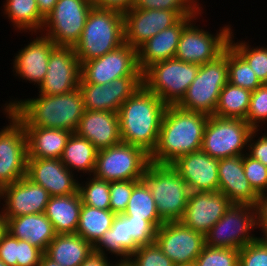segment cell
Returning <instances> with one entry per match:
<instances>
[{"label":"cell","mask_w":267,"mask_h":266,"mask_svg":"<svg viewBox=\"0 0 267 266\" xmlns=\"http://www.w3.org/2000/svg\"><path fill=\"white\" fill-rule=\"evenodd\" d=\"M199 0H135L133 8L158 9L183 12L186 16H196L205 7Z\"/></svg>","instance_id":"cell-40"},{"label":"cell","mask_w":267,"mask_h":266,"mask_svg":"<svg viewBox=\"0 0 267 266\" xmlns=\"http://www.w3.org/2000/svg\"><path fill=\"white\" fill-rule=\"evenodd\" d=\"M234 29L229 37V45L249 64L262 84H267V45L252 46L246 40L235 41ZM251 45H250V44Z\"/></svg>","instance_id":"cell-37"},{"label":"cell","mask_w":267,"mask_h":266,"mask_svg":"<svg viewBox=\"0 0 267 266\" xmlns=\"http://www.w3.org/2000/svg\"><path fill=\"white\" fill-rule=\"evenodd\" d=\"M81 64L73 47L56 46L50 54L45 79L38 94L58 95L79 87Z\"/></svg>","instance_id":"cell-16"},{"label":"cell","mask_w":267,"mask_h":266,"mask_svg":"<svg viewBox=\"0 0 267 266\" xmlns=\"http://www.w3.org/2000/svg\"><path fill=\"white\" fill-rule=\"evenodd\" d=\"M195 16H184L173 26L160 31L138 49V67L144 73L150 66L174 58L183 28Z\"/></svg>","instance_id":"cell-26"},{"label":"cell","mask_w":267,"mask_h":266,"mask_svg":"<svg viewBox=\"0 0 267 266\" xmlns=\"http://www.w3.org/2000/svg\"><path fill=\"white\" fill-rule=\"evenodd\" d=\"M94 246L78 234H57L45 254L61 266H80L92 253Z\"/></svg>","instance_id":"cell-31"},{"label":"cell","mask_w":267,"mask_h":266,"mask_svg":"<svg viewBox=\"0 0 267 266\" xmlns=\"http://www.w3.org/2000/svg\"><path fill=\"white\" fill-rule=\"evenodd\" d=\"M199 65L171 58L150 66L143 73V85L167 106L177 105L195 79Z\"/></svg>","instance_id":"cell-8"},{"label":"cell","mask_w":267,"mask_h":266,"mask_svg":"<svg viewBox=\"0 0 267 266\" xmlns=\"http://www.w3.org/2000/svg\"><path fill=\"white\" fill-rule=\"evenodd\" d=\"M103 254L93 252L80 266H115L117 261ZM114 260V261H112Z\"/></svg>","instance_id":"cell-53"},{"label":"cell","mask_w":267,"mask_h":266,"mask_svg":"<svg viewBox=\"0 0 267 266\" xmlns=\"http://www.w3.org/2000/svg\"><path fill=\"white\" fill-rule=\"evenodd\" d=\"M43 254L29 241L17 239V266H39Z\"/></svg>","instance_id":"cell-49"},{"label":"cell","mask_w":267,"mask_h":266,"mask_svg":"<svg viewBox=\"0 0 267 266\" xmlns=\"http://www.w3.org/2000/svg\"><path fill=\"white\" fill-rule=\"evenodd\" d=\"M203 13H205L204 10L183 28L174 58L203 65L215 60L229 45L232 24H223L215 34L211 33L212 31L209 32L196 23Z\"/></svg>","instance_id":"cell-7"},{"label":"cell","mask_w":267,"mask_h":266,"mask_svg":"<svg viewBox=\"0 0 267 266\" xmlns=\"http://www.w3.org/2000/svg\"><path fill=\"white\" fill-rule=\"evenodd\" d=\"M239 250L205 245L193 266H238Z\"/></svg>","instance_id":"cell-41"},{"label":"cell","mask_w":267,"mask_h":266,"mask_svg":"<svg viewBox=\"0 0 267 266\" xmlns=\"http://www.w3.org/2000/svg\"><path fill=\"white\" fill-rule=\"evenodd\" d=\"M170 165L186 181L190 192L218 191L219 159L202 149L182 155Z\"/></svg>","instance_id":"cell-23"},{"label":"cell","mask_w":267,"mask_h":266,"mask_svg":"<svg viewBox=\"0 0 267 266\" xmlns=\"http://www.w3.org/2000/svg\"><path fill=\"white\" fill-rule=\"evenodd\" d=\"M17 238L7 232L0 242V259L7 266H17Z\"/></svg>","instance_id":"cell-50"},{"label":"cell","mask_w":267,"mask_h":266,"mask_svg":"<svg viewBox=\"0 0 267 266\" xmlns=\"http://www.w3.org/2000/svg\"><path fill=\"white\" fill-rule=\"evenodd\" d=\"M128 229L139 246L155 242L157 229L147 220L128 216Z\"/></svg>","instance_id":"cell-47"},{"label":"cell","mask_w":267,"mask_h":266,"mask_svg":"<svg viewBox=\"0 0 267 266\" xmlns=\"http://www.w3.org/2000/svg\"><path fill=\"white\" fill-rule=\"evenodd\" d=\"M256 229L255 206L231 204L222 218L205 235L206 245L240 250L258 238L254 234Z\"/></svg>","instance_id":"cell-11"},{"label":"cell","mask_w":267,"mask_h":266,"mask_svg":"<svg viewBox=\"0 0 267 266\" xmlns=\"http://www.w3.org/2000/svg\"><path fill=\"white\" fill-rule=\"evenodd\" d=\"M263 130L264 133L260 129L252 130L248 139L247 154L267 167V131Z\"/></svg>","instance_id":"cell-48"},{"label":"cell","mask_w":267,"mask_h":266,"mask_svg":"<svg viewBox=\"0 0 267 266\" xmlns=\"http://www.w3.org/2000/svg\"><path fill=\"white\" fill-rule=\"evenodd\" d=\"M28 158L61 159L72 132L57 128L25 127Z\"/></svg>","instance_id":"cell-29"},{"label":"cell","mask_w":267,"mask_h":266,"mask_svg":"<svg viewBox=\"0 0 267 266\" xmlns=\"http://www.w3.org/2000/svg\"><path fill=\"white\" fill-rule=\"evenodd\" d=\"M143 85V76H125L108 84L79 83L85 110L117 113L121 105Z\"/></svg>","instance_id":"cell-17"},{"label":"cell","mask_w":267,"mask_h":266,"mask_svg":"<svg viewBox=\"0 0 267 266\" xmlns=\"http://www.w3.org/2000/svg\"><path fill=\"white\" fill-rule=\"evenodd\" d=\"M92 7V0H58L45 18L40 33L56 46L74 47Z\"/></svg>","instance_id":"cell-13"},{"label":"cell","mask_w":267,"mask_h":266,"mask_svg":"<svg viewBox=\"0 0 267 266\" xmlns=\"http://www.w3.org/2000/svg\"><path fill=\"white\" fill-rule=\"evenodd\" d=\"M228 82L250 91L262 85L249 64L228 45Z\"/></svg>","instance_id":"cell-39"},{"label":"cell","mask_w":267,"mask_h":266,"mask_svg":"<svg viewBox=\"0 0 267 266\" xmlns=\"http://www.w3.org/2000/svg\"><path fill=\"white\" fill-rule=\"evenodd\" d=\"M243 168L252 189L258 195L267 192V167L245 153L243 155Z\"/></svg>","instance_id":"cell-45"},{"label":"cell","mask_w":267,"mask_h":266,"mask_svg":"<svg viewBox=\"0 0 267 266\" xmlns=\"http://www.w3.org/2000/svg\"><path fill=\"white\" fill-rule=\"evenodd\" d=\"M245 120L253 129L263 130V125H267V84H262L252 91Z\"/></svg>","instance_id":"cell-42"},{"label":"cell","mask_w":267,"mask_h":266,"mask_svg":"<svg viewBox=\"0 0 267 266\" xmlns=\"http://www.w3.org/2000/svg\"><path fill=\"white\" fill-rule=\"evenodd\" d=\"M141 180L152 193L160 219L164 223L181 221L190 190L177 171L170 164L150 162Z\"/></svg>","instance_id":"cell-5"},{"label":"cell","mask_w":267,"mask_h":266,"mask_svg":"<svg viewBox=\"0 0 267 266\" xmlns=\"http://www.w3.org/2000/svg\"><path fill=\"white\" fill-rule=\"evenodd\" d=\"M74 133L98 150L112 147L121 142L118 113L85 110Z\"/></svg>","instance_id":"cell-25"},{"label":"cell","mask_w":267,"mask_h":266,"mask_svg":"<svg viewBox=\"0 0 267 266\" xmlns=\"http://www.w3.org/2000/svg\"><path fill=\"white\" fill-rule=\"evenodd\" d=\"M38 5V10L40 14L46 18L47 15L54 9L58 0H36Z\"/></svg>","instance_id":"cell-54"},{"label":"cell","mask_w":267,"mask_h":266,"mask_svg":"<svg viewBox=\"0 0 267 266\" xmlns=\"http://www.w3.org/2000/svg\"><path fill=\"white\" fill-rule=\"evenodd\" d=\"M50 195L26 176L1 189L0 209L6 218L44 213Z\"/></svg>","instance_id":"cell-19"},{"label":"cell","mask_w":267,"mask_h":266,"mask_svg":"<svg viewBox=\"0 0 267 266\" xmlns=\"http://www.w3.org/2000/svg\"><path fill=\"white\" fill-rule=\"evenodd\" d=\"M39 266H61L52 259H50L45 253L43 254Z\"/></svg>","instance_id":"cell-56"},{"label":"cell","mask_w":267,"mask_h":266,"mask_svg":"<svg viewBox=\"0 0 267 266\" xmlns=\"http://www.w3.org/2000/svg\"><path fill=\"white\" fill-rule=\"evenodd\" d=\"M125 76H143L137 49L124 43L117 49L81 64L79 83L108 84Z\"/></svg>","instance_id":"cell-14"},{"label":"cell","mask_w":267,"mask_h":266,"mask_svg":"<svg viewBox=\"0 0 267 266\" xmlns=\"http://www.w3.org/2000/svg\"><path fill=\"white\" fill-rule=\"evenodd\" d=\"M115 266H131L128 262H117Z\"/></svg>","instance_id":"cell-57"},{"label":"cell","mask_w":267,"mask_h":266,"mask_svg":"<svg viewBox=\"0 0 267 266\" xmlns=\"http://www.w3.org/2000/svg\"><path fill=\"white\" fill-rule=\"evenodd\" d=\"M208 118L209 115L201 112L168 105L150 162L171 164L182 155L200 150Z\"/></svg>","instance_id":"cell-2"},{"label":"cell","mask_w":267,"mask_h":266,"mask_svg":"<svg viewBox=\"0 0 267 266\" xmlns=\"http://www.w3.org/2000/svg\"><path fill=\"white\" fill-rule=\"evenodd\" d=\"M7 233V219L0 209V242L4 235Z\"/></svg>","instance_id":"cell-55"},{"label":"cell","mask_w":267,"mask_h":266,"mask_svg":"<svg viewBox=\"0 0 267 266\" xmlns=\"http://www.w3.org/2000/svg\"><path fill=\"white\" fill-rule=\"evenodd\" d=\"M124 43L123 14L114 10L92 7L81 37L73 48L82 64L102 57Z\"/></svg>","instance_id":"cell-4"},{"label":"cell","mask_w":267,"mask_h":266,"mask_svg":"<svg viewBox=\"0 0 267 266\" xmlns=\"http://www.w3.org/2000/svg\"><path fill=\"white\" fill-rule=\"evenodd\" d=\"M126 216L149 221L156 229L164 222L160 219L152 193L141 180L134 188L129 198Z\"/></svg>","instance_id":"cell-36"},{"label":"cell","mask_w":267,"mask_h":266,"mask_svg":"<svg viewBox=\"0 0 267 266\" xmlns=\"http://www.w3.org/2000/svg\"><path fill=\"white\" fill-rule=\"evenodd\" d=\"M255 208L257 229L262 231L258 238L267 242V192L259 194Z\"/></svg>","instance_id":"cell-51"},{"label":"cell","mask_w":267,"mask_h":266,"mask_svg":"<svg viewBox=\"0 0 267 266\" xmlns=\"http://www.w3.org/2000/svg\"><path fill=\"white\" fill-rule=\"evenodd\" d=\"M8 124L0 128V190L27 173V135L22 122L9 110L3 109Z\"/></svg>","instance_id":"cell-12"},{"label":"cell","mask_w":267,"mask_h":266,"mask_svg":"<svg viewBox=\"0 0 267 266\" xmlns=\"http://www.w3.org/2000/svg\"><path fill=\"white\" fill-rule=\"evenodd\" d=\"M156 244L174 265L191 266L206 245L205 235L182 222L163 223L156 232Z\"/></svg>","instance_id":"cell-15"},{"label":"cell","mask_w":267,"mask_h":266,"mask_svg":"<svg viewBox=\"0 0 267 266\" xmlns=\"http://www.w3.org/2000/svg\"><path fill=\"white\" fill-rule=\"evenodd\" d=\"M141 180H125L110 182V210L117 214H123L127 208L133 188Z\"/></svg>","instance_id":"cell-44"},{"label":"cell","mask_w":267,"mask_h":266,"mask_svg":"<svg viewBox=\"0 0 267 266\" xmlns=\"http://www.w3.org/2000/svg\"><path fill=\"white\" fill-rule=\"evenodd\" d=\"M116 214L82 204L76 234L95 246L111 227Z\"/></svg>","instance_id":"cell-34"},{"label":"cell","mask_w":267,"mask_h":266,"mask_svg":"<svg viewBox=\"0 0 267 266\" xmlns=\"http://www.w3.org/2000/svg\"><path fill=\"white\" fill-rule=\"evenodd\" d=\"M127 262L131 266H175L156 242L140 246Z\"/></svg>","instance_id":"cell-43"},{"label":"cell","mask_w":267,"mask_h":266,"mask_svg":"<svg viewBox=\"0 0 267 266\" xmlns=\"http://www.w3.org/2000/svg\"><path fill=\"white\" fill-rule=\"evenodd\" d=\"M238 266H267V242L257 238L242 247Z\"/></svg>","instance_id":"cell-46"},{"label":"cell","mask_w":267,"mask_h":266,"mask_svg":"<svg viewBox=\"0 0 267 266\" xmlns=\"http://www.w3.org/2000/svg\"><path fill=\"white\" fill-rule=\"evenodd\" d=\"M93 7L118 11L122 14L133 8L135 0H92Z\"/></svg>","instance_id":"cell-52"},{"label":"cell","mask_w":267,"mask_h":266,"mask_svg":"<svg viewBox=\"0 0 267 266\" xmlns=\"http://www.w3.org/2000/svg\"><path fill=\"white\" fill-rule=\"evenodd\" d=\"M123 16L125 43L138 49L148 39L173 26L186 15L169 10L131 8Z\"/></svg>","instance_id":"cell-18"},{"label":"cell","mask_w":267,"mask_h":266,"mask_svg":"<svg viewBox=\"0 0 267 266\" xmlns=\"http://www.w3.org/2000/svg\"><path fill=\"white\" fill-rule=\"evenodd\" d=\"M230 200L220 191L190 192L180 222L196 232L206 235L231 206Z\"/></svg>","instance_id":"cell-21"},{"label":"cell","mask_w":267,"mask_h":266,"mask_svg":"<svg viewBox=\"0 0 267 266\" xmlns=\"http://www.w3.org/2000/svg\"><path fill=\"white\" fill-rule=\"evenodd\" d=\"M228 83V46L215 60L199 65L195 79L177 104L188 111L214 115L222 88Z\"/></svg>","instance_id":"cell-6"},{"label":"cell","mask_w":267,"mask_h":266,"mask_svg":"<svg viewBox=\"0 0 267 266\" xmlns=\"http://www.w3.org/2000/svg\"><path fill=\"white\" fill-rule=\"evenodd\" d=\"M36 37H33V36ZM32 39L13 56V76L22 82L32 83L37 88L45 79L48 60L55 43L41 33L31 34ZM21 78V79H20Z\"/></svg>","instance_id":"cell-20"},{"label":"cell","mask_w":267,"mask_h":266,"mask_svg":"<svg viewBox=\"0 0 267 266\" xmlns=\"http://www.w3.org/2000/svg\"><path fill=\"white\" fill-rule=\"evenodd\" d=\"M1 10L4 18L18 33H40L45 18L40 14L36 0H4ZM30 32V33H29Z\"/></svg>","instance_id":"cell-32"},{"label":"cell","mask_w":267,"mask_h":266,"mask_svg":"<svg viewBox=\"0 0 267 266\" xmlns=\"http://www.w3.org/2000/svg\"><path fill=\"white\" fill-rule=\"evenodd\" d=\"M150 163L142 148L120 142L97 152L93 176L105 181L141 180Z\"/></svg>","instance_id":"cell-9"},{"label":"cell","mask_w":267,"mask_h":266,"mask_svg":"<svg viewBox=\"0 0 267 266\" xmlns=\"http://www.w3.org/2000/svg\"><path fill=\"white\" fill-rule=\"evenodd\" d=\"M97 152L98 149L90 141L73 132L67 140L61 161L76 176L79 173L81 179L93 174Z\"/></svg>","instance_id":"cell-33"},{"label":"cell","mask_w":267,"mask_h":266,"mask_svg":"<svg viewBox=\"0 0 267 266\" xmlns=\"http://www.w3.org/2000/svg\"><path fill=\"white\" fill-rule=\"evenodd\" d=\"M218 191L223 193L232 204H257L258 194L246 179L243 168V155L219 159Z\"/></svg>","instance_id":"cell-24"},{"label":"cell","mask_w":267,"mask_h":266,"mask_svg":"<svg viewBox=\"0 0 267 266\" xmlns=\"http://www.w3.org/2000/svg\"><path fill=\"white\" fill-rule=\"evenodd\" d=\"M78 192L82 204L101 210L110 209V182L89 175L78 181Z\"/></svg>","instance_id":"cell-38"},{"label":"cell","mask_w":267,"mask_h":266,"mask_svg":"<svg viewBox=\"0 0 267 266\" xmlns=\"http://www.w3.org/2000/svg\"><path fill=\"white\" fill-rule=\"evenodd\" d=\"M252 91L229 82L222 88L214 115L222 118L246 119Z\"/></svg>","instance_id":"cell-35"},{"label":"cell","mask_w":267,"mask_h":266,"mask_svg":"<svg viewBox=\"0 0 267 266\" xmlns=\"http://www.w3.org/2000/svg\"><path fill=\"white\" fill-rule=\"evenodd\" d=\"M19 99L11 98L1 109H9L24 127L64 129L75 132L85 108L79 89L58 94Z\"/></svg>","instance_id":"cell-1"},{"label":"cell","mask_w":267,"mask_h":266,"mask_svg":"<svg viewBox=\"0 0 267 266\" xmlns=\"http://www.w3.org/2000/svg\"><path fill=\"white\" fill-rule=\"evenodd\" d=\"M6 219L7 232L17 239L29 241L44 253L57 235L53 224L44 213L27 214Z\"/></svg>","instance_id":"cell-27"},{"label":"cell","mask_w":267,"mask_h":266,"mask_svg":"<svg viewBox=\"0 0 267 266\" xmlns=\"http://www.w3.org/2000/svg\"><path fill=\"white\" fill-rule=\"evenodd\" d=\"M140 246L129 235L128 216L117 214L112 227L104 233L103 237L94 246V252L113 257L117 262H127L130 255ZM119 257V258H118Z\"/></svg>","instance_id":"cell-28"},{"label":"cell","mask_w":267,"mask_h":266,"mask_svg":"<svg viewBox=\"0 0 267 266\" xmlns=\"http://www.w3.org/2000/svg\"><path fill=\"white\" fill-rule=\"evenodd\" d=\"M26 177L46 189L50 196L78 192L79 177L71 172L61 159L28 158Z\"/></svg>","instance_id":"cell-22"},{"label":"cell","mask_w":267,"mask_h":266,"mask_svg":"<svg viewBox=\"0 0 267 266\" xmlns=\"http://www.w3.org/2000/svg\"><path fill=\"white\" fill-rule=\"evenodd\" d=\"M0 266H7V265L0 259Z\"/></svg>","instance_id":"cell-58"},{"label":"cell","mask_w":267,"mask_h":266,"mask_svg":"<svg viewBox=\"0 0 267 266\" xmlns=\"http://www.w3.org/2000/svg\"><path fill=\"white\" fill-rule=\"evenodd\" d=\"M81 206L79 192L50 196L44 214L53 224L56 234H75L79 225Z\"/></svg>","instance_id":"cell-30"},{"label":"cell","mask_w":267,"mask_h":266,"mask_svg":"<svg viewBox=\"0 0 267 266\" xmlns=\"http://www.w3.org/2000/svg\"><path fill=\"white\" fill-rule=\"evenodd\" d=\"M252 130L244 119L209 116L201 149L217 159L244 155Z\"/></svg>","instance_id":"cell-10"},{"label":"cell","mask_w":267,"mask_h":266,"mask_svg":"<svg viewBox=\"0 0 267 266\" xmlns=\"http://www.w3.org/2000/svg\"><path fill=\"white\" fill-rule=\"evenodd\" d=\"M166 108L158 96L142 85L117 112L121 141L151 155L158 142Z\"/></svg>","instance_id":"cell-3"}]
</instances>
